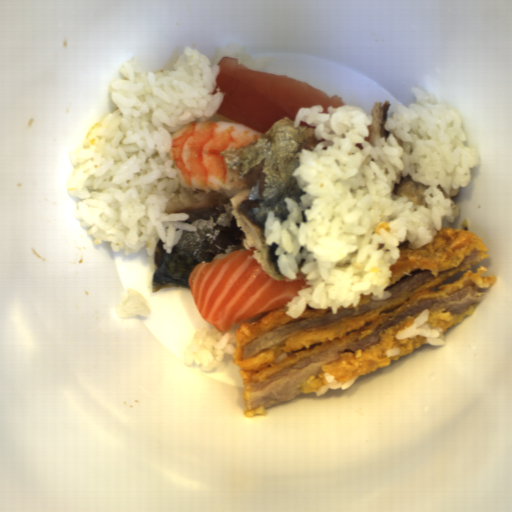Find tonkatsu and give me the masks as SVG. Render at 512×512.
Masks as SVG:
<instances>
[{
  "label": "tonkatsu",
  "instance_id": "1",
  "mask_svg": "<svg viewBox=\"0 0 512 512\" xmlns=\"http://www.w3.org/2000/svg\"><path fill=\"white\" fill-rule=\"evenodd\" d=\"M400 242L399 256L389 267L392 274L383 291L390 298L374 300L361 295L338 308H311L301 316L286 307L271 310L252 322L241 323L234 333L231 354L242 384L244 418L266 416L267 408L300 394L316 392L335 380L349 382L384 368L391 360L427 345L415 335L398 340L417 316L430 309L427 323L445 333L471 316L497 280L478 266L490 257L487 245L473 231L442 227L433 242L410 249Z\"/></svg>",
  "mask_w": 512,
  "mask_h": 512
}]
</instances>
